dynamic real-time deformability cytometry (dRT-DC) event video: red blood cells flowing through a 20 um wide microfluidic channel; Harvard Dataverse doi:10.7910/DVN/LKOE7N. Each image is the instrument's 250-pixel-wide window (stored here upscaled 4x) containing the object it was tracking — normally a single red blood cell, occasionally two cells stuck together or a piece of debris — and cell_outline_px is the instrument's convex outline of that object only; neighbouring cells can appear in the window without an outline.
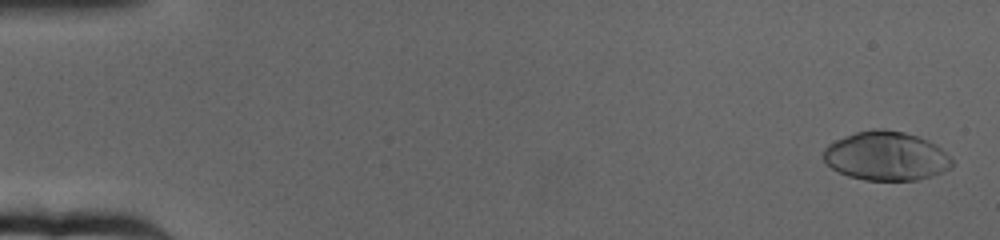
{"species": "human", "species_latin": "Homo sapiens", "temperature_condition": "cold", "stored_images_in_passage": 65, "camera_frame_rate_fps": 3000, "um_per_image_px": 0.085, "donor": {"sex": "female"}, "frame": {"image": 1, "passage_image": 2, "time_ms": 0.333, "image_size_px": [1000, 240], "cell_outline_px": [[956, 164], [940, 172], [916, 180], [864, 180], [848, 176], [832, 168], [824, 160], [824, 148], [828, 144], [844, 136], [856, 132], [876, 128], [884, 128], [904, 132], [928, 140], [936, 144]], "centroid_in_image_um": [75.3, 13.25], "position_along_channel_um": 9.7, "area_um2": 36.47}}
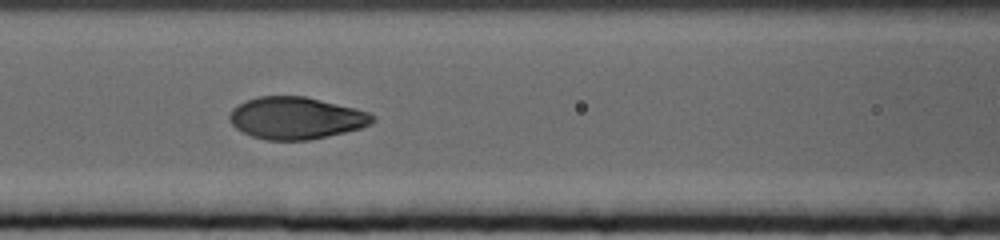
{"frame": {"image": 2, "passage_image": 29, "time_ms": 9.333, "image_size_px": [1000, 240], "cell_outline_px": [[376, 120], [372, 124], [360, 128], [328, 136], [308, 140], [268, 140], [252, 136], [236, 128], [232, 124], [228, 116], [232, 108], [244, 100], [256, 96], [304, 96], [356, 108], [368, 112], [376, 116]], "centroid_in_image_um": [25.16, 10.02], "position_along_channel_um": 141.4, "area_um2": 35.2}}
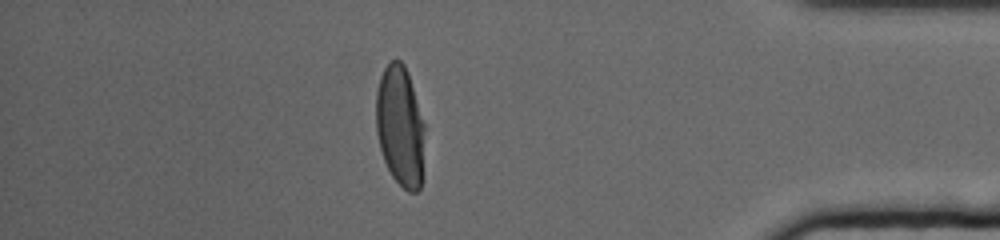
{"frame": {"image": 3, "passage_image": 57, "time_ms": 18.667, "image_size_px": [1000, 240], "cell_outline_px": [[424, 128], [420, 188], [416, 192], [408, 192], [392, 176], [384, 160], [380, 148], [376, 132], [376, 92], [380, 76], [384, 68], [392, 60], [400, 60], [404, 64], [408, 72], [424, 124]], "centroid_in_image_um": [33.99, 10.7], "position_along_channel_um": 401.2, "area_um2": 33.87}, "authors_computed_cell_mechanics": {"area_um2": 35.4892, "velocity_mm_per_s": 3.1455, "shape_relaxation_time_tau1_ms": 4.241, "shape_relaxation_time_tau2_ms": null, "deformation_change_tau1": 0.216, "deformation_change_tau2": null}}